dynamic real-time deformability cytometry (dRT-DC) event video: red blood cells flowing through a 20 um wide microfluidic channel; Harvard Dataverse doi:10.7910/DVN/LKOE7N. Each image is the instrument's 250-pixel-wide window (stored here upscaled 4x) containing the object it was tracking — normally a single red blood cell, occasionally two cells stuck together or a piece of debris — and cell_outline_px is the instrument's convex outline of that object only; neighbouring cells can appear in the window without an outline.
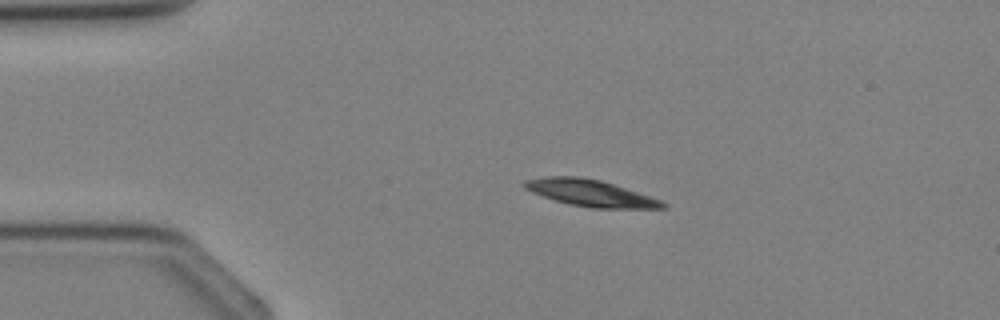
{"species": "Egyptian fruit bat (a non-hibernating species)", "species_latin": "Rousettus aegyptiacus", "temperature_condition": "cold", "stored_images_in_passage": 2, "camera_frame_rate_fps": 3000, "um_per_image_px": 0.085, "animal": {"sex": "female"}, "frame": {"image": 1, "passage_image": 1, "time_ms": 0.0, "image_size_px": [1000, 320], "cell_outline_px": [[668, 208], [592, 208], [568, 204], [532, 192], [524, 188], [520, 184], [524, 180], [544, 176], [580, 176], [600, 180], [664, 200], [668, 204]], "centroid_in_image_um": [50.2, 16.4], "position_along_channel_um": 34.8, "area_um2": 21.62}}
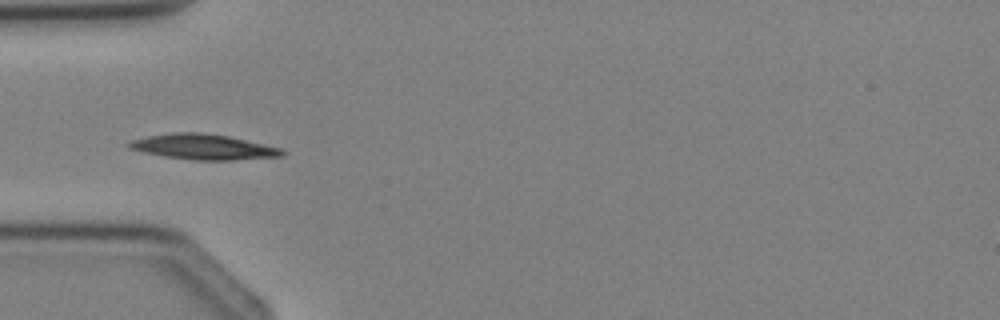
{"frame": {"image": 2, "passage_image": 2, "time_ms": 1.333, "image_size_px": [1000, 320], "cell_outline_px": [[288, 152], [284, 156], [232, 160], [196, 160], [164, 156], [144, 152], [128, 148], [124, 144], [128, 140], [148, 136], [172, 132], [204, 132], [228, 136], [284, 148]], "centroid_in_image_um": [17.3, 12.47], "position_along_channel_um": 67.7, "area_um2": 22.95}}